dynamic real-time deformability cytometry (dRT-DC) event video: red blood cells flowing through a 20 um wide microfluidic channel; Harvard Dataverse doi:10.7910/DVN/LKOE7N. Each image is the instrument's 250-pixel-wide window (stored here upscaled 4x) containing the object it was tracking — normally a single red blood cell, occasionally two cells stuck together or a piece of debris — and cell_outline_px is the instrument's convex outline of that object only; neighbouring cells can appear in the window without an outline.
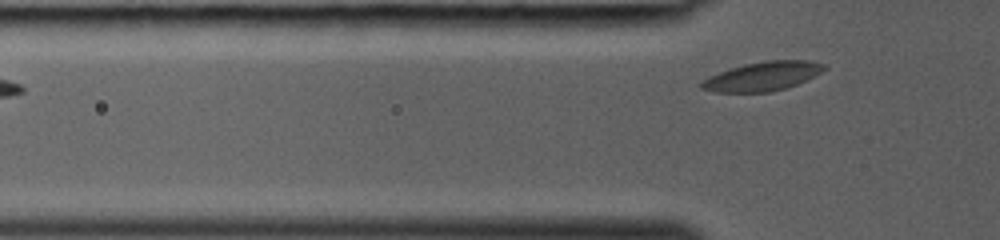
{"species": "common noctule bat (a hibernating species)", "species_latin": "Nyctalus noctula", "temperature_condition": "room temperature", "stored_images_in_passage": 4, "segment_of_instrument_passage": [2, 2], "camera_frame_rate_fps": 3000, "um_per_image_px": 0.085, "animal": {"sex": "female", "body_mass_g": 19.0, "forearm_length_mm": 53.3}, "frame": {"image": 1, "passage_image": 4, "time_ms": 1.0, "image_size_px": [1000, 240], "cell_outline_px": [[828, 68], [788, 88], [768, 92], [712, 92], [700, 88], [696, 84], [708, 76], [744, 64], [764, 60], [808, 60], [824, 64]], "centroid_in_image_um": [64.76, 6.49], "position_along_channel_um": 61.0, "area_um2": 20.81}}